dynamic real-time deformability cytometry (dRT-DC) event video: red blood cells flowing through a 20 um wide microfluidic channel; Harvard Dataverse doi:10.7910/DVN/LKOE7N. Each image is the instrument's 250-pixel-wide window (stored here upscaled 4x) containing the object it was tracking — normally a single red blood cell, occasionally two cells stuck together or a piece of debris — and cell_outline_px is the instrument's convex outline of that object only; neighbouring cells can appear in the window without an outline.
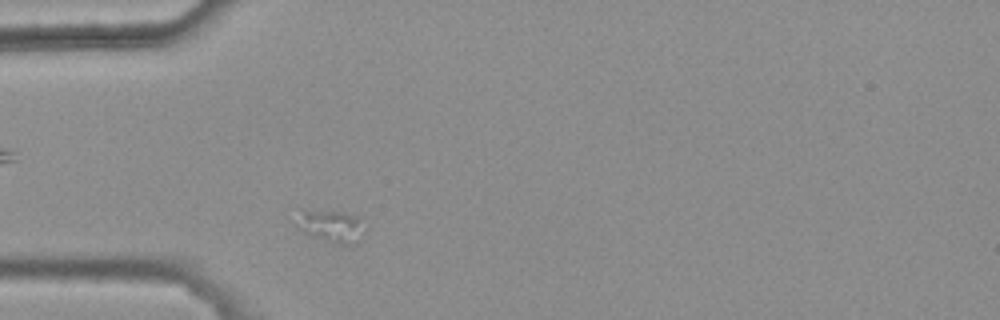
{"species": "common noctule bat (a hibernating species)", "species_latin": "Nyctalus noctula", "temperature_condition": "warm", "stored_images_in_passage": 5, "camera_frame_rate_fps": 3000, "um_per_image_px": 0.085, "animal": {"sex": "female", "body_mass_g": 25.1}, "frame": {"image": 1, "passage_image": 5, "time_ms": 1.333, "image_size_px": [1000, 320], "cell_outline_px": [[364, 232], [360, 240], [356, 244], [336, 244], [312, 236], [304, 232], [296, 224], [300, 208], [344, 212], [360, 216]], "centroid_in_image_um": [28.15, 19.19], "position_along_channel_um": 56.8, "area_um2": 13.18}}